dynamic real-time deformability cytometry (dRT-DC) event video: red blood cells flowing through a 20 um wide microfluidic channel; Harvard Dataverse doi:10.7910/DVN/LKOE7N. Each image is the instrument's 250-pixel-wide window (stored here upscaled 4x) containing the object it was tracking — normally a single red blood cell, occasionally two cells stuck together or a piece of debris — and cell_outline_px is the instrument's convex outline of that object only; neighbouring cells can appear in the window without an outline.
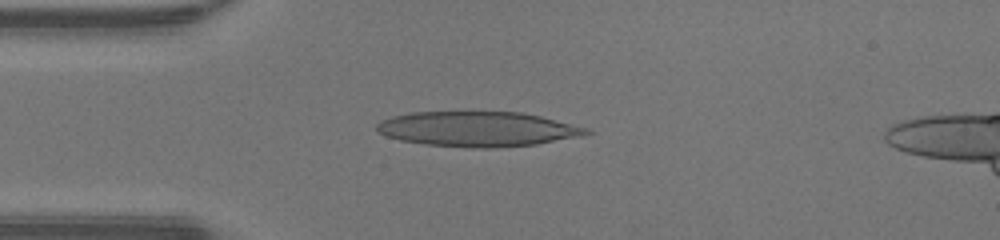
{"species": "human", "species_latin": "Homo sapiens", "temperature_condition": "warm", "stored_images_in_passage": 45, "camera_frame_rate_fps": 3000, "um_per_image_px": 0.085, "donor": {"sex": "male"}, "frame": {"image": 1, "passage_image": 10, "time_ms": 3.0, "image_size_px": [1000, 240], "cell_outline_px": [[592, 132], [580, 136], [536, 144], [492, 148], [472, 148], [428, 144], [400, 140], [388, 136], [380, 132], [376, 128], [376, 124], [380, 120], [392, 116], [412, 112], [520, 112], [540, 116], [588, 128]], "centroid_in_image_um": [40.59, 10.96], "position_along_channel_um": 44.4, "area_um2": 42.37}}
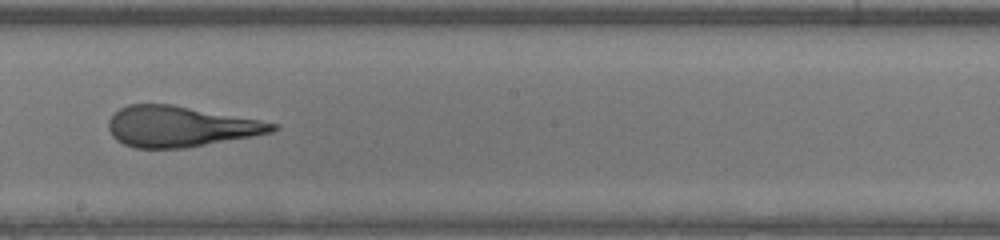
{"frame": {"image": 2, "passage_image": 24, "time_ms": 7.667, "image_size_px": [1000, 240], "cell_outline_px": [[280, 128], [272, 132], [252, 136], [184, 148], [136, 148], [124, 144], [116, 140], [112, 136], [108, 128], [108, 120], [120, 108], [128, 104], [172, 104], [260, 120], [276, 124]], "centroid_in_image_um": [15.29, 10.75], "position_along_channel_um": 232.9, "area_um2": 38.61}}
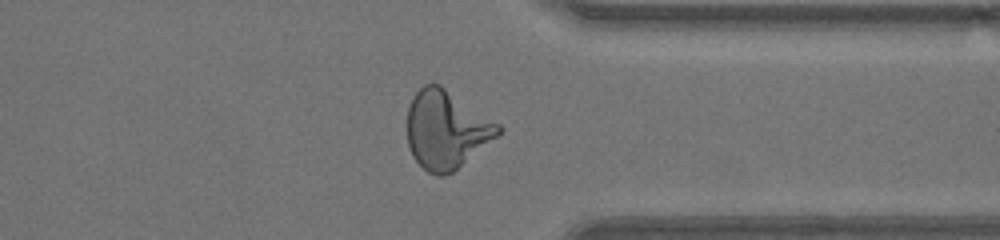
{"frame": {"image": 3, "passage_image": 34, "time_ms": 11.0, "image_size_px": [1000, 240], "cell_outline_px": [[504, 128], [496, 136], [452, 172], [444, 176], [436, 176], [428, 172], [412, 156], [408, 144], [408, 108], [412, 96], [424, 84], [440, 84], [500, 124]], "centroid_in_image_um": [37.91, 11.0], "position_along_channel_um": 373.5, "area_um2": 40.98}, "authors_computed_cell_mechanics": {"area_um2": 40.9802, "velocity_mm_per_s": 4.3675, "shape_relaxation_time_tau1_ms": null, "shape_relaxation_time_tau2_ms": 1.3242, "deformation_change_tau1": null, "deformation_change_tau2": 0.1257}}